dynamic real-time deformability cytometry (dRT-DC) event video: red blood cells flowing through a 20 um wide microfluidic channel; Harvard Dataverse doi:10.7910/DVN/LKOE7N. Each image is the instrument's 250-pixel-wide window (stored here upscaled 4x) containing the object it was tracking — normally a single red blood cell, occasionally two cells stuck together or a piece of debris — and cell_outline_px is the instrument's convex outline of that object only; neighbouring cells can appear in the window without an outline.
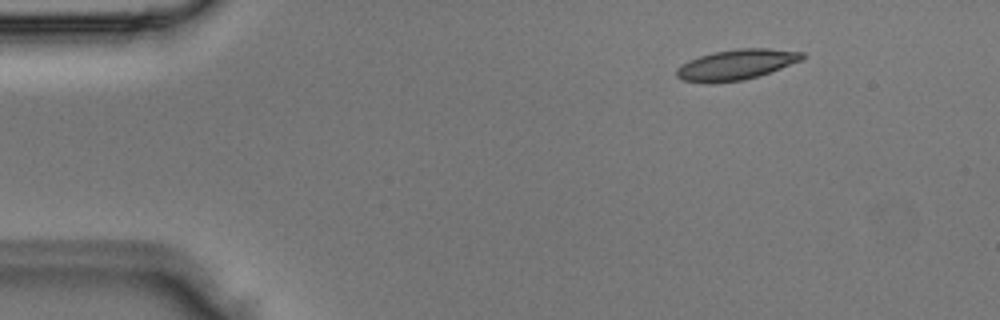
{"species": "Egyptian fruit bat (a non-hibernating species)", "species_latin": "Rousettus aegyptiacus", "temperature_condition": "room temperature", "stored_images_in_passage": 5, "segment_of_instrument_passage": [2, 2], "camera_frame_rate_fps": 3000, "um_per_image_px": 0.085, "animal": {"sex": "male"}, "frame": {"image": 1, "passage_image": 5, "time_ms": 1.333, "image_size_px": [1000, 320], "cell_outline_px": [[804, 56], [800, 60], [780, 68], [744, 80], [680, 80], [676, 76], [676, 68], [688, 60], [700, 56], [716, 52], [740, 48], [768, 48], [804, 52]], "centroid_in_image_um": [62.6, 5.44], "position_along_channel_um": 22.4, "area_um2": 21.21}}